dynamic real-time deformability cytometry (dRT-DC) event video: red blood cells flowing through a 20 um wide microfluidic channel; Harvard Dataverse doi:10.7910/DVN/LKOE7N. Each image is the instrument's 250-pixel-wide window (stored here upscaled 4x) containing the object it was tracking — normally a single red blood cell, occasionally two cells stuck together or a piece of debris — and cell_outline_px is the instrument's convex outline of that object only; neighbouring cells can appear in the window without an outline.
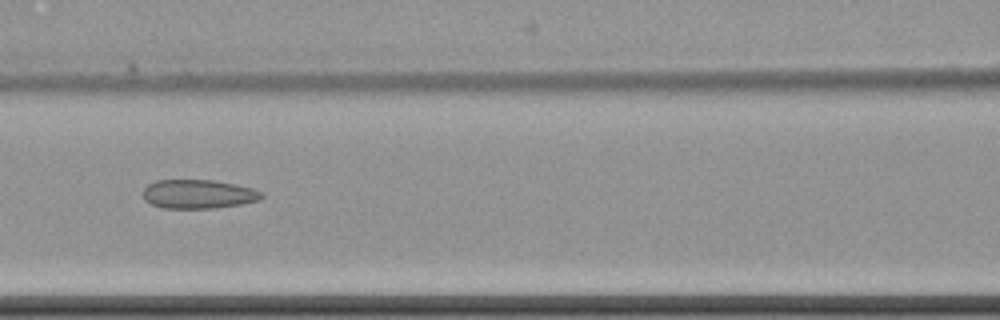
{"species": "common noctule bat (a hibernating species)", "species_latin": "Nyctalus noctula", "temperature_condition": "cold", "stored_images_in_passage": 7, "camera_frame_rate_fps": 3000, "um_per_image_px": 0.085, "animal": {"sex": "female", "body_mass_g": 22.7, "forearm_length_mm": 54.2}, "frame": {"image": 1, "passage_image": 3, "time_ms": 2.333, "image_size_px": [1000, 320], "cell_outline_px": [[264, 196], [260, 200], [240, 204], [216, 208], [160, 208], [144, 200], [144, 188], [148, 184], [156, 180], [216, 180], [236, 184], [252, 188], [264, 192]], "centroid_in_image_um": [16.88, 16.49], "position_along_channel_um": 149.7, "area_um2": 20.17}}
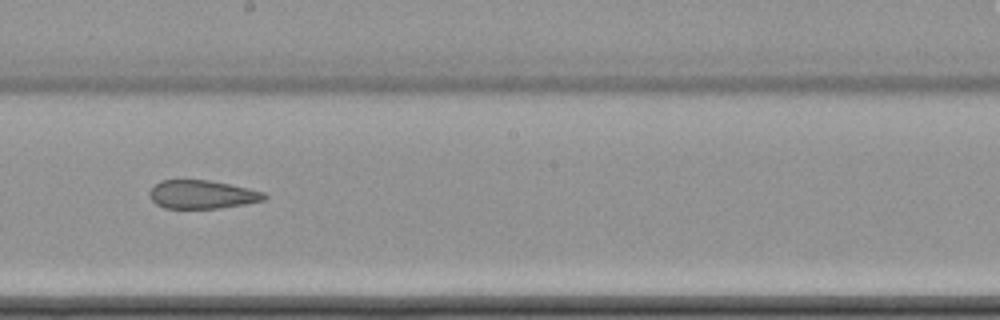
{"frame": {"image": 2, "passage_image": 5, "time_ms": 4.667, "image_size_px": [1000, 320], "cell_outline_px": [[268, 196], [264, 200], [244, 204], [216, 208], [164, 208], [156, 204], [148, 196], [148, 192], [160, 180], [208, 180], [248, 188], [264, 192]], "centroid_in_image_um": [17.15, 16.53], "position_along_channel_um": 231.0, "area_um2": 18.9}}
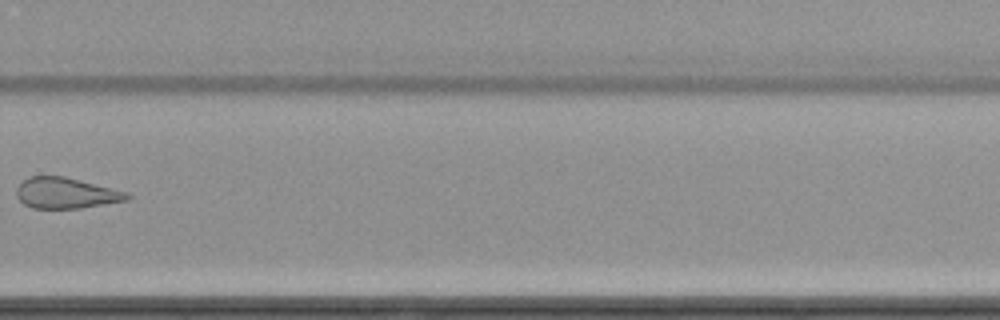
{"frame": {"image": 3, "passage_image": 7, "time_ms": 7.333, "image_size_px": [1000, 320], "cell_outline_px": [[132, 196], [128, 200], [80, 208], [32, 208], [24, 204], [16, 196], [16, 188], [28, 176], [64, 176], [128, 192]], "centroid_in_image_um": [5.6, 16.41], "position_along_channel_um": 324.2, "area_um2": 19.83}}